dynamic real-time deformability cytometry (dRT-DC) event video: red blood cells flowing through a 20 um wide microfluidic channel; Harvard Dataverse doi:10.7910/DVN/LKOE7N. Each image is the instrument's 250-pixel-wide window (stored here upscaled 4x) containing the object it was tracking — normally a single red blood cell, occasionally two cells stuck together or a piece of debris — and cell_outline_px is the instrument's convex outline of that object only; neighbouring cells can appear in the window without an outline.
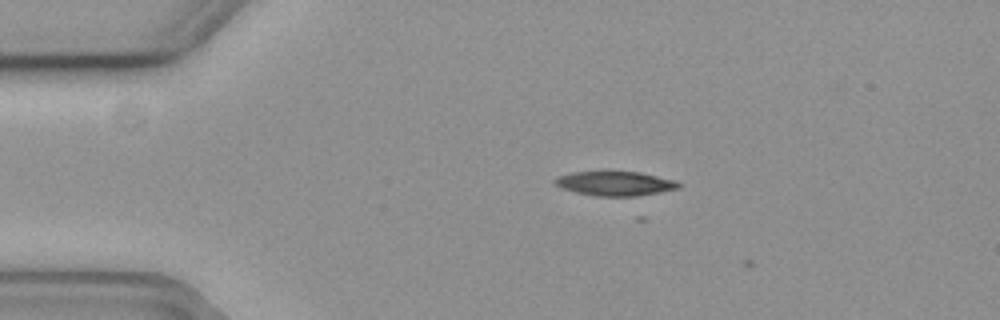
{"species": "common noctule bat (a hibernating species)", "species_latin": "Nyctalus noctula", "temperature_condition": "cold", "stored_images_in_passage": 10, "camera_frame_rate_fps": 3000, "um_per_image_px": 0.085, "animal": {"sex": "female", "body_mass_g": 19.3, "forearm_length_mm": 54.1}, "frame": {"image": 1, "passage_image": 8, "time_ms": 2.333, "image_size_px": [1000, 320], "cell_outline_px": [[684, 184], [680, 188], [660, 192], [636, 196], [596, 196], [576, 192], [564, 188], [556, 184], [552, 180], [556, 176], [572, 172], [640, 172], [672, 180]], "centroid_in_image_um": [52.29, 15.6], "position_along_channel_um": 32.7, "area_um2": 17.4}}